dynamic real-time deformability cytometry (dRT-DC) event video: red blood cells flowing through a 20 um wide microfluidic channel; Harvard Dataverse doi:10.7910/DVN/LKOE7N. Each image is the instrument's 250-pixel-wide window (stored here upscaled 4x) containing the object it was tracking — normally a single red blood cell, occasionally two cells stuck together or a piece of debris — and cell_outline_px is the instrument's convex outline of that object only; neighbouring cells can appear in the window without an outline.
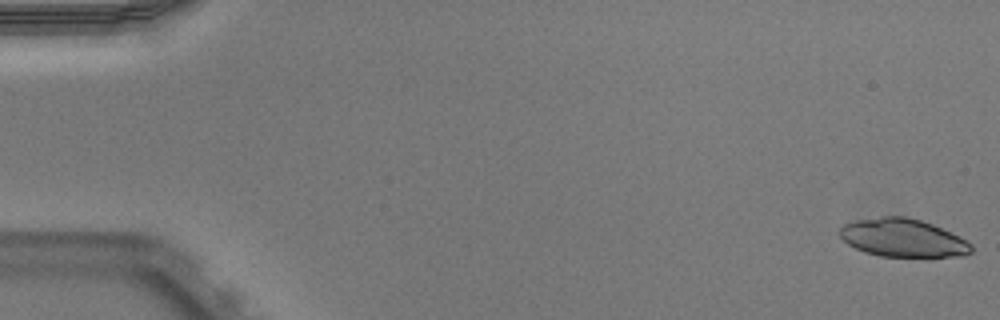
{"species": "Egyptian fruit bat (a non-hibernating species)", "species_latin": "Rousettus aegyptiacus", "temperature_condition": "warm", "stored_images_in_passage": 52, "camera_frame_rate_fps": 3000, "um_per_image_px": 0.085, "animal": {"sex": "male"}, "frame": {"image": 1, "passage_image": 1, "time_ms": 0.0, "image_size_px": [1000, 320], "cell_outline_px": [[972, 252], [964, 256], [880, 256], [864, 252], [848, 244], [840, 236], [840, 228], [844, 224], [856, 220], [880, 216], [904, 216], [920, 220], [932, 224], [972, 244]], "centroid_in_image_um": [76.71, 20.22], "position_along_channel_um": 8.3, "area_um2": 28.84}}